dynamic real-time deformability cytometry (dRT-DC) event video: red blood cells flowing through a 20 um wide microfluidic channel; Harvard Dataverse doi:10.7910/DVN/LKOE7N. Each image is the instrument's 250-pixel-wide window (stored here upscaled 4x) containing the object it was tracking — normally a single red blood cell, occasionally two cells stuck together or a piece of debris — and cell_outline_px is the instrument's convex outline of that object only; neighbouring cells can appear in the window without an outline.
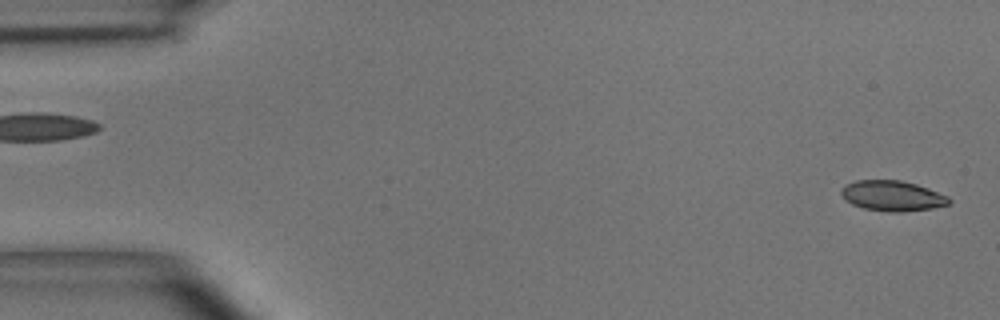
{"species": "common noctule bat (a hibernating species)", "species_latin": "Nyctalus noctula", "temperature_condition": "room temperature", "stored_images_in_passage": 46, "camera_frame_rate_fps": 3000, "um_per_image_px": 0.085, "animal": {"sex": "male", "body_mass_g": 15.6}, "frame": {"image": 1, "passage_image": 1, "time_ms": 0.0, "image_size_px": [1000, 320], "cell_outline_px": [[952, 200], [948, 204], [932, 208], [900, 212], [888, 212], [864, 208], [852, 204], [844, 200], [840, 192], [840, 188], [844, 184], [856, 180], [900, 180], [916, 184], [928, 188], [948, 196]], "centroid_in_image_um": [75.81, 16.64], "position_along_channel_um": 9.2, "area_um2": 19.19}}
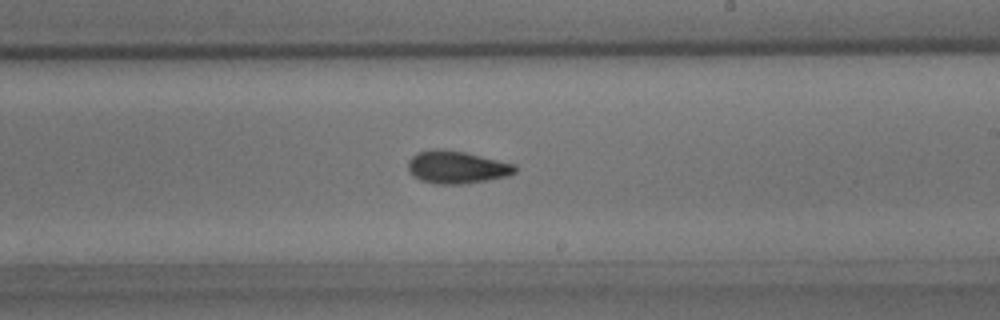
{"frame": {"image": 2, "passage_image": 29, "time_ms": 9.333, "image_size_px": [1000, 320], "cell_outline_px": [[516, 172], [508, 176], [488, 180], [464, 184], [436, 184], [420, 180], [412, 176], [408, 172], [408, 160], [416, 152], [432, 148], [440, 148], [464, 152], [516, 164]], "centroid_in_image_um": [38.79, 14.21], "position_along_channel_um": 250.2, "area_um2": 20.63}}
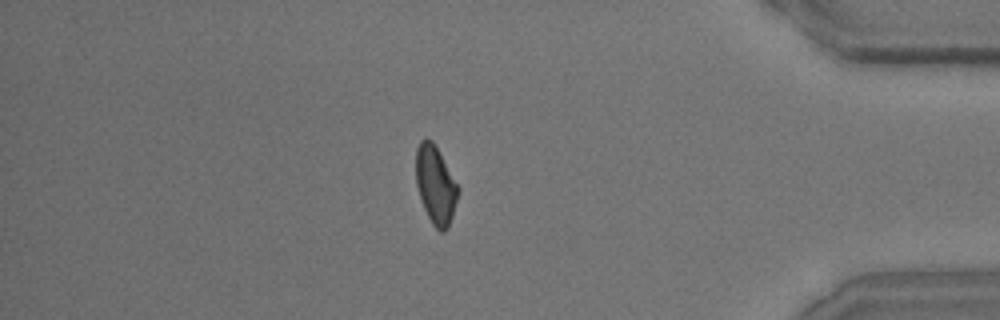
{"frame": {"image": 3, "passage_image": 43, "time_ms": 14.0, "image_size_px": [1000, 320], "cell_outline_px": [[460, 188], [452, 216], [448, 228], [444, 232], [440, 232], [432, 224], [424, 208], [416, 184], [416, 148], [420, 140], [432, 140]], "centroid_in_image_um": [37.02, 15.73], "position_along_channel_um": 398.2, "area_um2": 18.96}}